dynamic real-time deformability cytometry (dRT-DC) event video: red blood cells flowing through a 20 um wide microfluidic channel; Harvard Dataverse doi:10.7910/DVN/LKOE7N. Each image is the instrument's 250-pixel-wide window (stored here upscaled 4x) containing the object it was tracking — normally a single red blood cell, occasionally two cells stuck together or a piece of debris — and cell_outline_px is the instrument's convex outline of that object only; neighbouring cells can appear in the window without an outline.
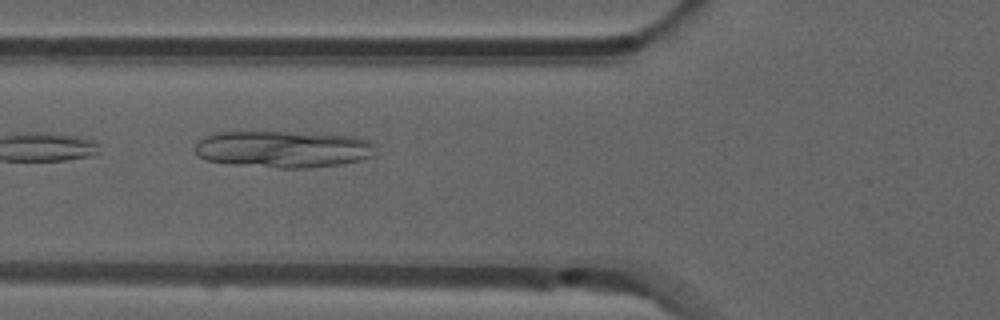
{"species": "common noctule bat (a hibernating species)", "species_latin": "Nyctalus noctula", "temperature_condition": "room temperature", "stored_images_in_passage": 6, "camera_frame_rate_fps": 3000, "um_per_image_px": 0.085, "animal": {"sex": "male", "forearm_length_mm": 52.5}, "frame": {"image": 1, "passage_image": 3, "time_ms": 0.667, "image_size_px": [1000, 320], "cell_outline_px": [[376, 144], [372, 156], [360, 160], [340, 164], [308, 168], [276, 168], [228, 164], [208, 160], [200, 156], [196, 152], [196, 144], [204, 136], [216, 132], [284, 132], [356, 136], [368, 140]], "centroid_in_image_um": [24.08, 12.68], "position_along_channel_um": 101.7, "area_um2": 38.78}}